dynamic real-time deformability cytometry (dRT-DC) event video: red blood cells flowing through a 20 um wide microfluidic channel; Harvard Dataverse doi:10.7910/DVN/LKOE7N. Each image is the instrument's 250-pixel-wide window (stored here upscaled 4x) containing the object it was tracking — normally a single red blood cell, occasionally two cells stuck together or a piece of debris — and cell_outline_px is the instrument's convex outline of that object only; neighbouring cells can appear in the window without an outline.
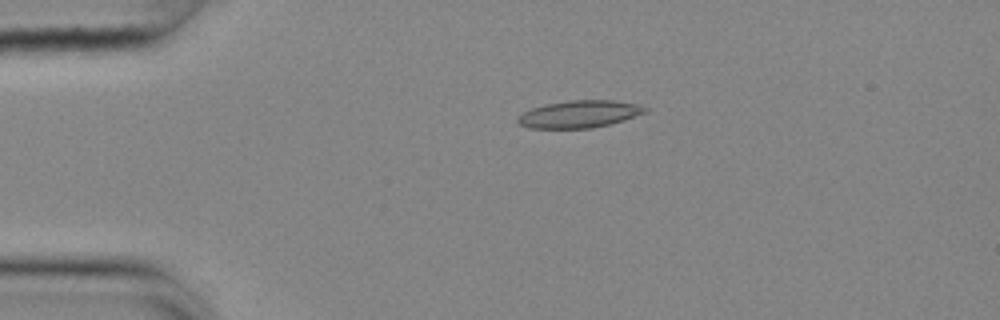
{"species": "common noctule bat (a hibernating species)", "species_latin": "Nyctalus noctula", "temperature_condition": "cold", "stored_images_in_passage": 44, "camera_frame_rate_fps": 3000, "um_per_image_px": 0.085, "animal": {"sex": "female", "body_mass_g": 25.1}, "frame": {"image": 1, "passage_image": 1, "time_ms": 0.0, "image_size_px": [1000, 320], "cell_outline_px": [[648, 112], [624, 120], [592, 128], [528, 128], [520, 124], [516, 120], [524, 112], [532, 108], [548, 104], [572, 100], [612, 100], [636, 104], [648, 108]], "centroid_in_image_um": [49.28, 9.7], "position_along_channel_um": 35.7, "area_um2": 20.0}}
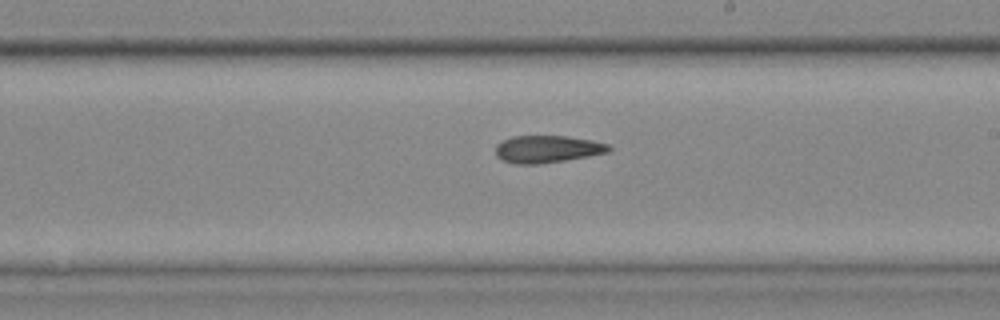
{"frame": {"image": 2, "passage_image": 21, "time_ms": 6.667, "image_size_px": [1000, 320], "cell_outline_px": [[612, 148], [608, 152], [588, 156], [564, 160], [536, 164], [516, 164], [504, 160], [496, 156], [496, 144], [512, 136], [568, 136], [592, 140], [608, 144]], "centroid_in_image_um": [46.52, 12.66], "position_along_channel_um": 242.5, "area_um2": 17.86}}
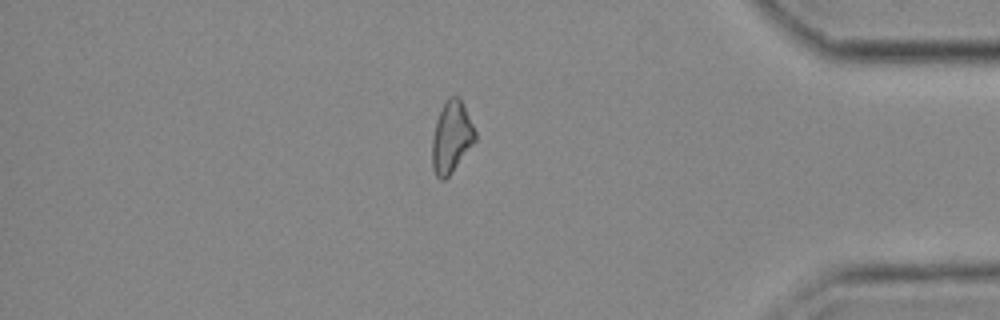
{"frame": {"image": 3, "passage_image": 36, "time_ms": 11.667, "image_size_px": [1000, 320], "cell_outline_px": [[476, 140], [448, 176], [444, 180], [440, 180], [436, 176], [432, 168], [432, 136], [436, 120], [448, 96], [456, 96], [464, 104], [476, 132]], "centroid_in_image_um": [38.36, 11.65], "position_along_channel_um": 396.8, "area_um2": 17.8}, "authors_computed_cell_mechanics": {"area_um2": 18.3226, "velocity_mm_per_s": 3.6855, "shape_relaxation_time_tau1_ms": null, "shape_relaxation_time_tau2_ms": 7.5545, "deformation_change_tau1": null, "deformation_change_tau2": 0.1665}}